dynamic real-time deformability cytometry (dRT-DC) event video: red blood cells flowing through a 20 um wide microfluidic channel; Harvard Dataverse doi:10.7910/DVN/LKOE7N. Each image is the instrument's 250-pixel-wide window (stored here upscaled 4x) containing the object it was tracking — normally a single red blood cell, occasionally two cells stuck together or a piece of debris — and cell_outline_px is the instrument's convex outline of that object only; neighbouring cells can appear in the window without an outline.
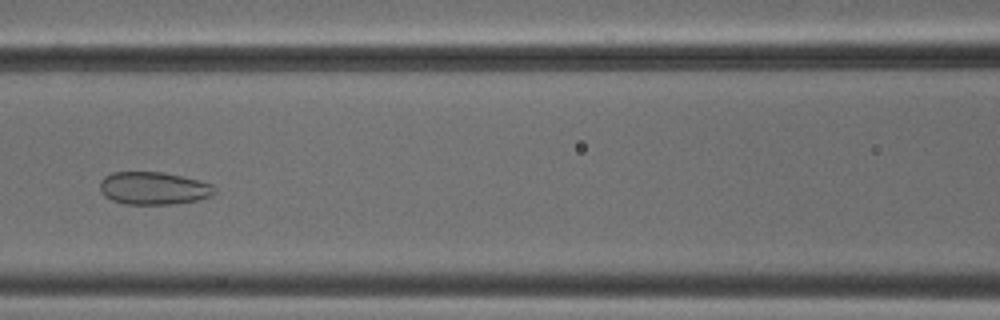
{"species": "common noctule bat (a hibernating species)", "species_latin": "Nyctalus noctula", "temperature_condition": "cold", "stored_images_in_passage": 41, "camera_frame_rate_fps": 3000, "um_per_image_px": 0.085, "animal": {"sex": "male", "body_mass_g": 18.8}, "frame": {"image": 1, "passage_image": 13, "time_ms": 4.0, "image_size_px": [1000, 320], "cell_outline_px": [[216, 192], [212, 196], [196, 200], [176, 204], [124, 204], [112, 200], [104, 196], [100, 188], [100, 180], [104, 176], [112, 172], [164, 172], [212, 184], [216, 188]], "centroid_in_image_um": [13.04, 16.0], "position_along_channel_um": 153.6, "area_um2": 21.91}}
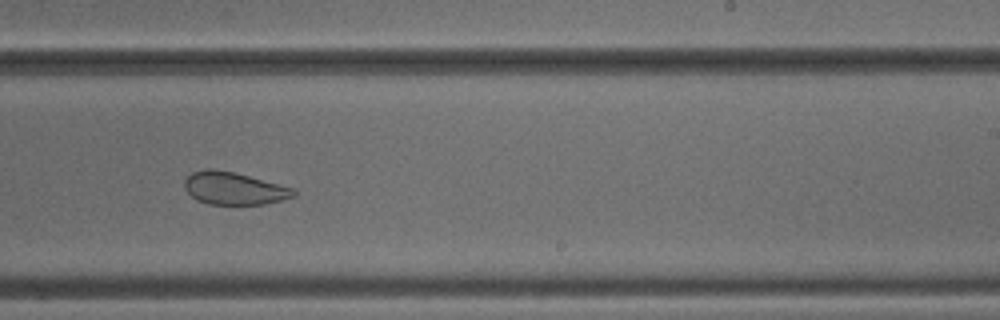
{"frame": {"image": 2, "passage_image": 22, "time_ms": 7.0, "image_size_px": [1000, 320], "cell_outline_px": [[296, 196], [284, 200], [264, 204], [208, 204], [196, 200], [184, 188], [184, 180], [192, 172], [208, 168], [212, 168], [236, 172], [292, 188], [296, 192]], "centroid_in_image_um": [19.87, 16.01], "position_along_channel_um": 269.1, "area_um2": 20.75}}
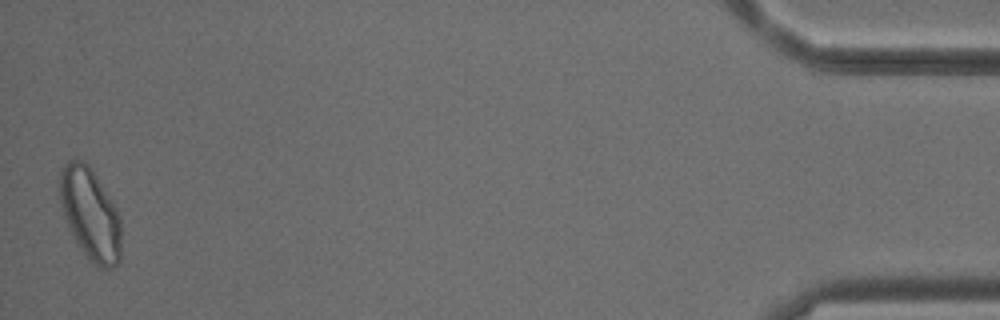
{"frame": {"image": 3, "passage_image": 41, "time_ms": 13.333, "image_size_px": [1000, 320], "cell_outline_px": [[120, 260], [112, 268], [100, 268], [88, 260], [72, 236], [68, 228], [60, 204], [60, 172], [64, 164], [68, 160], [84, 160], [88, 164], [96, 176], [116, 208], [120, 216]], "centroid_in_image_um": [7.66, 18.21], "position_along_channel_um": 427.5, "area_um2": 32.83}, "authors_computed_cell_mechanics": {"area_um2": 24.854, "velocity_mm_per_s": 3.8605, "shape_relaxation_time_tau1_ms": null, "shape_relaxation_time_tau2_ms": 1.8818, "deformation_change_tau1": null, "deformation_change_tau2": 0.0769}}